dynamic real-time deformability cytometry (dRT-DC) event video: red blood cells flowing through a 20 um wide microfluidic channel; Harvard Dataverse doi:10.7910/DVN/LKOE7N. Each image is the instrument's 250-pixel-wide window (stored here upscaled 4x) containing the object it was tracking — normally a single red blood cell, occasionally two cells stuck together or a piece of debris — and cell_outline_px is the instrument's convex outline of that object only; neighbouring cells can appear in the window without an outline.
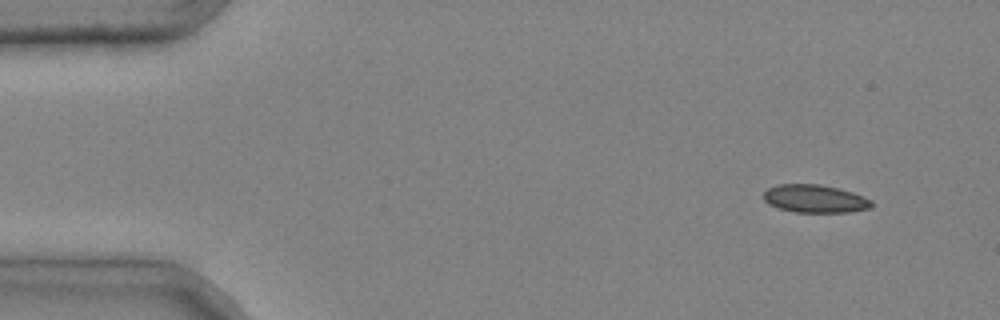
{"species": "common noctule bat (a hibernating species)", "species_latin": "Nyctalus noctula", "temperature_condition": "cold", "stored_images_in_passage": 4, "camera_frame_rate_fps": 3000, "um_per_image_px": 0.085, "animal": {"sex": "male", "body_mass_g": 20.4}, "frame": {"image": 1, "passage_image": 1, "time_ms": 0.0, "image_size_px": [1000, 320], "cell_outline_px": [[872, 208], [848, 212], [796, 212], [780, 208], [768, 204], [764, 200], [764, 192], [768, 188], [776, 184], [820, 184], [852, 192], [864, 196], [872, 200]], "centroid_in_image_um": [69.27, 16.89], "position_along_channel_um": 15.7, "area_um2": 17.57}}
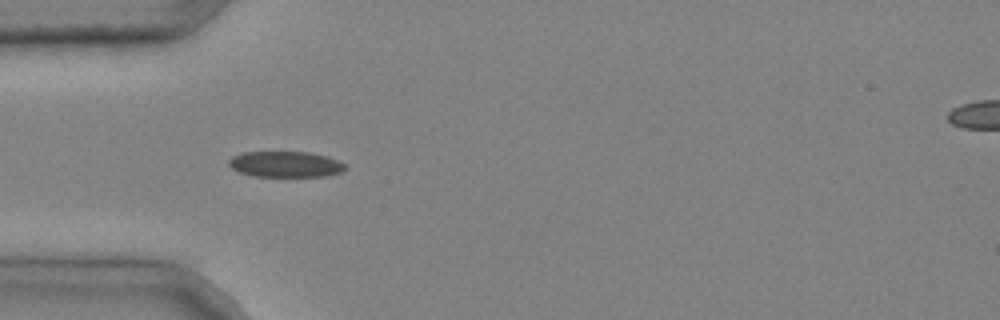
{"frame": {"image": 2, "passage_image": 4, "time_ms": 1.0, "image_size_px": [1000, 320], "cell_outline_px": [[348, 168], [344, 172], [328, 176], [252, 176], [240, 172], [232, 168], [228, 164], [228, 160], [232, 156], [244, 152], [308, 152], [328, 156], [340, 160]], "centroid_in_image_um": [24.32, 13.96], "position_along_channel_um": 60.7, "area_um2": 17.74}}